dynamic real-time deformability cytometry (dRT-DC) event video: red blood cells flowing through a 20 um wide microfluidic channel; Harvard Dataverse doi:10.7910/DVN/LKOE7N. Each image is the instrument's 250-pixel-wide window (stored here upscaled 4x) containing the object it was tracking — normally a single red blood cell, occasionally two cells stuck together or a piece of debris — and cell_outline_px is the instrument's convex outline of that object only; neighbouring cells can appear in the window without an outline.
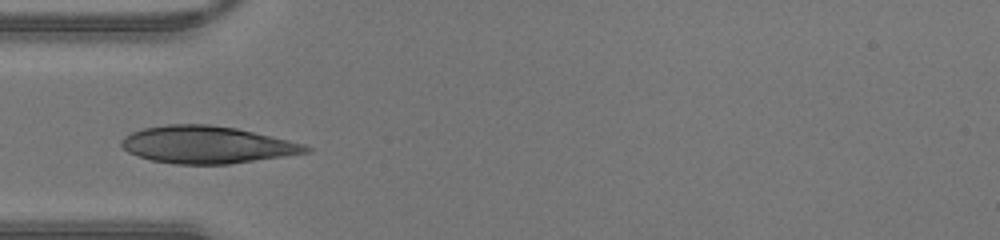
{"species": "human", "species_latin": "Homo sapiens", "temperature_condition": "warm", "stored_images_in_passage": 30, "camera_frame_rate_fps": 3000, "um_per_image_px": 0.085, "donor": {"sex": "male"}, "frame": {"image": 1, "passage_image": 7, "time_ms": 2.0, "image_size_px": [1000, 240], "cell_outline_px": [[312, 152], [228, 164], [172, 164], [152, 160], [128, 152], [120, 144], [120, 140], [124, 136], [132, 132], [144, 128], [168, 124], [208, 124], [236, 128], [288, 140], [304, 144], [312, 148]], "centroid_in_image_um": [17.58, 12.3], "position_along_channel_um": 67.4, "area_um2": 39.88}}
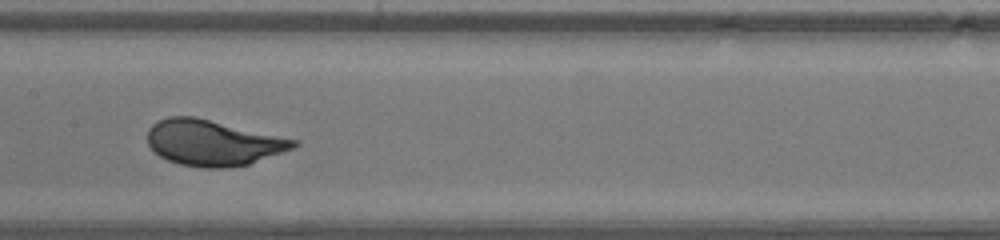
{"frame": {"image": 2, "passage_image": 15, "time_ms": 4.667, "image_size_px": [1000, 240], "cell_outline_px": [[300, 144], [296, 148], [248, 164], [232, 168], [204, 168], [180, 164], [168, 160], [160, 156], [148, 144], [148, 128], [152, 124], [168, 116], [196, 116], [300, 140]], "centroid_in_image_um": [18.15, 12.13], "position_along_channel_um": 189.2, "area_um2": 39.3}}
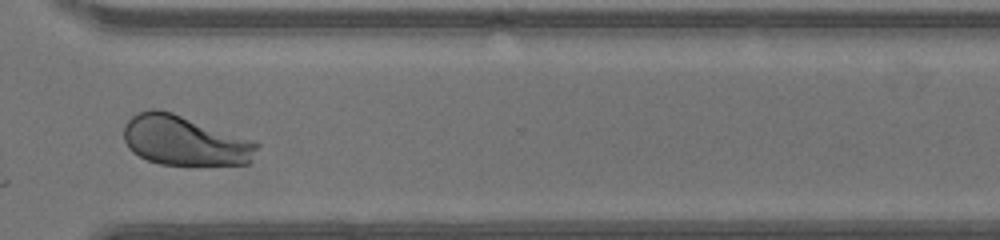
{"frame": {"image": 3, "passage_image": 26, "time_ms": 8.333, "image_size_px": [1000, 240], "cell_outline_px": [[260, 144], [252, 160], [248, 164], [160, 164], [148, 160], [132, 152], [128, 148], [124, 140], [124, 124], [132, 116], [140, 112], [152, 108], [156, 108], [172, 112], [252, 140]], "centroid_in_image_um": [15.67, 11.94], "position_along_channel_um": 354.9, "area_um2": 38.38}}